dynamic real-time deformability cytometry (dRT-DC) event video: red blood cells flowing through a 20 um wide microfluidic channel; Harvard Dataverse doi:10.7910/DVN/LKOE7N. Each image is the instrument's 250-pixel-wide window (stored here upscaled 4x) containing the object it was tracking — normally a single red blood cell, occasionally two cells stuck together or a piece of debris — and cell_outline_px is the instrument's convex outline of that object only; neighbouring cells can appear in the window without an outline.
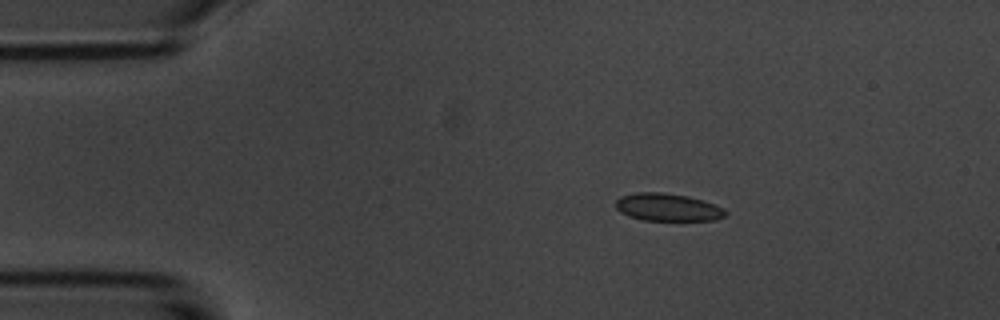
{"species": "common noctule bat (a hibernating species)", "species_latin": "Nyctalus noctula", "temperature_condition": "room temperature", "stored_images_in_passage": 2, "camera_frame_rate_fps": 3000, "um_per_image_px": 0.085, "animal": {"sex": "male", "body_mass_g": 20.1, "forearm_length_mm": 53.5}, "frame": {"image": 1, "passage_image": 1, "time_ms": 0.0, "image_size_px": [1000, 320], "cell_outline_px": [[728, 212], [724, 216], [716, 220], [644, 220], [628, 216], [620, 212], [616, 208], [616, 200], [620, 196], [636, 192], [664, 192], [688, 196], [704, 200], [724, 208]], "centroid_in_image_um": [56.75, 17.61], "position_along_channel_um": 28.2, "area_um2": 17.8}}